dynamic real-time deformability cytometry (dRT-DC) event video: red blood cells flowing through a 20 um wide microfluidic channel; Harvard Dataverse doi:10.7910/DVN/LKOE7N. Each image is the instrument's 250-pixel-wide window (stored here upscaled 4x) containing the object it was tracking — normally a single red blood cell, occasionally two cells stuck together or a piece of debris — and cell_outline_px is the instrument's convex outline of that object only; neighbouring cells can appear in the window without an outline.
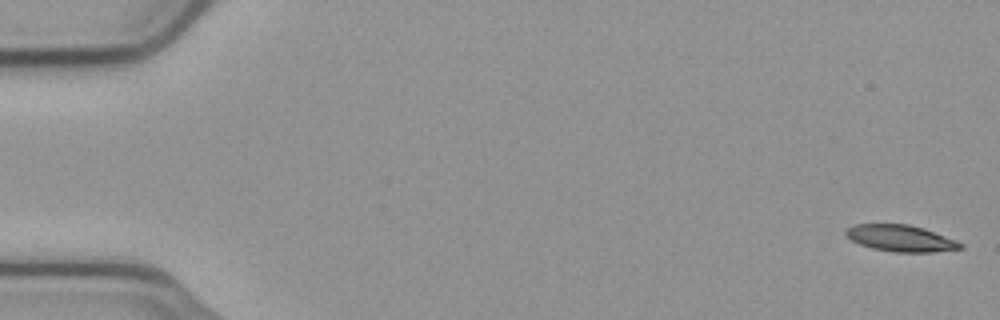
{"species": "common noctule bat (a hibernating species)", "species_latin": "Nyctalus noctula", "temperature_condition": "cold", "stored_images_in_passage": 55, "camera_frame_rate_fps": 3000, "um_per_image_px": 0.085, "animal": {"sex": "male", "body_mass_g": 23.1, "forearm_length_mm": 52.7}, "frame": {"image": 1, "passage_image": 1, "time_ms": 0.0, "image_size_px": [1000, 320], "cell_outline_px": [[964, 248], [932, 252], [896, 252], [872, 248], [860, 244], [852, 240], [844, 232], [852, 224], [908, 224], [924, 228], [956, 240], [964, 244]], "centroid_in_image_um": [76.58, 20.25], "position_along_channel_um": 8.4, "area_um2": 17.63}}
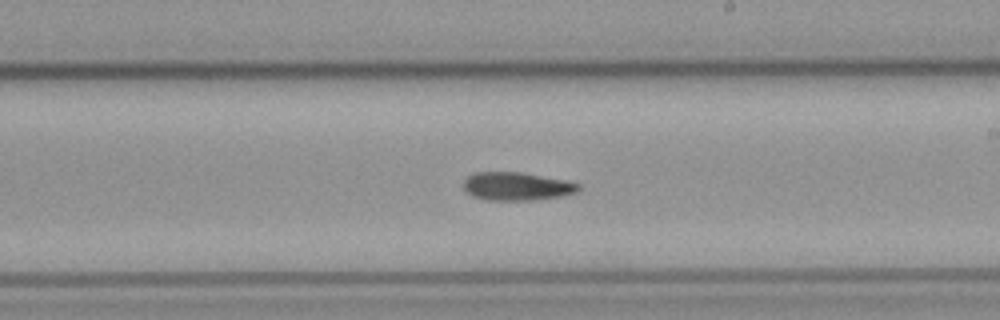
{"frame": {"image": 2, "passage_image": 32, "time_ms": 10.333, "image_size_px": [1000, 320], "cell_outline_px": [[580, 188], [576, 192], [560, 196], [536, 200], [484, 200], [472, 196], [464, 188], [464, 180], [472, 172], [520, 172], [564, 180], [580, 184]], "centroid_in_image_um": [43.89, 15.84], "position_along_channel_um": 245.1, "area_um2": 18.84}}
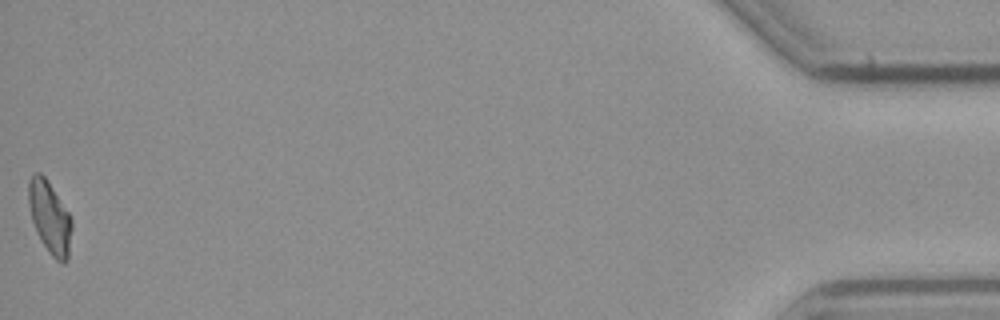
{"frame": {"image": 3, "passage_image": 55, "time_ms": 18.0, "image_size_px": [1000, 320], "cell_outline_px": [[72, 228], [68, 260], [64, 264], [60, 264], [48, 252], [32, 220], [28, 204], [28, 180], [32, 172], [40, 172], [44, 176], [68, 212], [72, 220]], "centroid_in_image_um": [4.23, 18.48], "position_along_channel_um": 431.0, "area_um2": 18.09}, "authors_computed_cell_mechanics": {"area_um2": 18.9006, "velocity_mm_per_s": 3.7398, "shape_relaxation_time_tau1_ms": 8.3931, "shape_relaxation_time_tau2_ms": null, "deformation_change_tau1": 0.1986, "deformation_change_tau2": null}}